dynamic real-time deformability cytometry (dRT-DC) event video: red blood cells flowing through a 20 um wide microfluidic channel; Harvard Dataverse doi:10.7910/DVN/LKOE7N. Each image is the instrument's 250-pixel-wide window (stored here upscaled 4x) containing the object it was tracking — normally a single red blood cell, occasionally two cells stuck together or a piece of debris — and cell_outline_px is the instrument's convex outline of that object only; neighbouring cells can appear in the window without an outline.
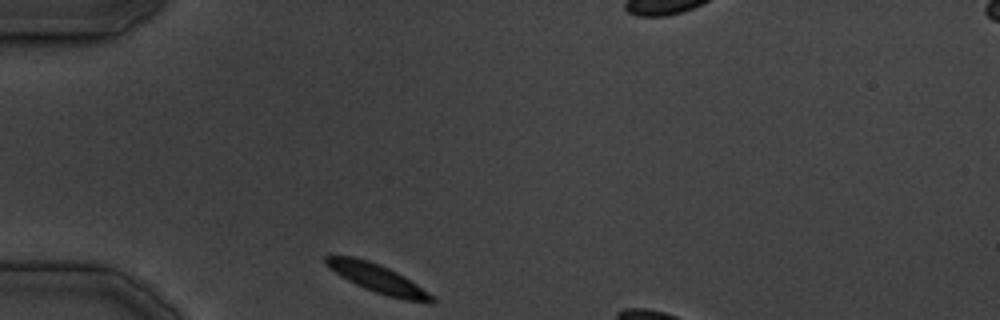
{"species": "common noctule bat (a hibernating species)", "species_latin": "Nyctalus noctula", "temperature_condition": "cold", "stored_images_in_passage": 24, "camera_frame_rate_fps": 3000, "um_per_image_px": 0.085, "animal": {"sex": "male", "body_mass_g": 19.5, "forearm_length_mm": 54.6}, "frame": {"image": 1, "passage_image": 1, "time_ms": 0.0, "image_size_px": [1000, 320], "cell_outline_px": [[436, 304], [428, 304], [404, 300], [388, 296], [364, 288], [340, 276], [324, 264], [324, 256], [352, 256], [368, 260], [380, 264], [404, 276], [428, 292], [436, 300]], "centroid_in_image_um": [32.12, 23.69], "position_along_channel_um": 52.9, "area_um2": 17.63}}
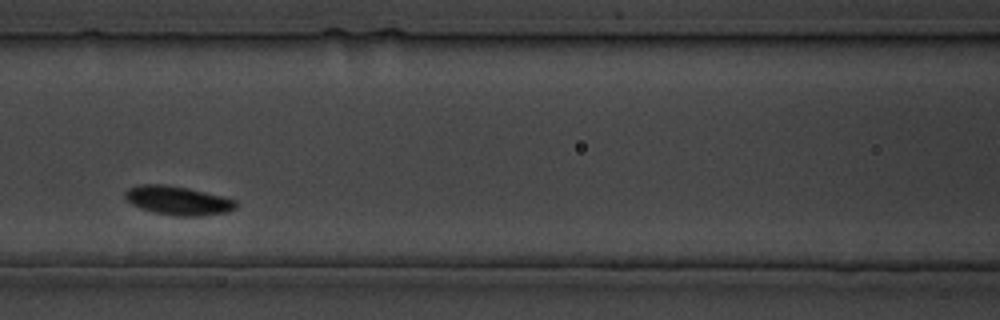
{"frame": {"image": 2, "passage_image": 8, "time_ms": 8.667, "image_size_px": [1000, 320], "cell_outline_px": [[236, 208], [228, 212], [200, 216], [176, 216], [152, 212], [140, 208], [132, 204], [124, 196], [124, 192], [128, 188], [140, 184], [164, 184], [188, 188], [224, 196], [236, 200]], "centroid_in_image_um": [15.13, 17.04], "position_along_channel_um": 151.5, "area_um2": 18.79}}